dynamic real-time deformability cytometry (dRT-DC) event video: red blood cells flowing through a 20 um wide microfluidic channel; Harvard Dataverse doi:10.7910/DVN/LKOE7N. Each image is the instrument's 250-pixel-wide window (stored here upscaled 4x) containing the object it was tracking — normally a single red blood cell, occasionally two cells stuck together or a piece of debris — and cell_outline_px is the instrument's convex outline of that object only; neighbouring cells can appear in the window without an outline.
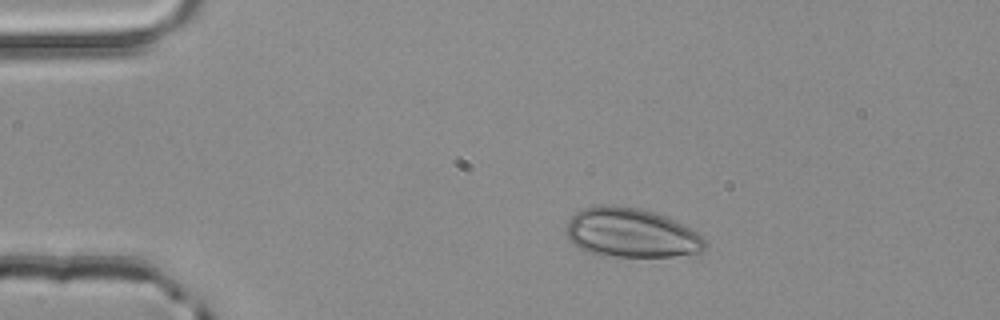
{"species": "common noctule bat (a hibernating species)", "species_latin": "Nyctalus noctula", "temperature_condition": "room temperature", "stored_images_in_passage": 2, "camera_frame_rate_fps": 3000, "um_per_image_px": 0.085, "animal": {"sex": "male", "body_mass_g": 20.4}, "frame": {"image": 1, "passage_image": 1, "time_ms": 0.0, "image_size_px": [1000, 320], "cell_outline_px": [[708, 248], [700, 256], [600, 256], [588, 252], [572, 244], [568, 240], [568, 220], [576, 212], [584, 208], [600, 204], [640, 208], [664, 216], [696, 232], [708, 244]], "centroid_in_image_um": [53.68, 19.83], "position_along_channel_um": 31.3, "area_um2": 40.06}}